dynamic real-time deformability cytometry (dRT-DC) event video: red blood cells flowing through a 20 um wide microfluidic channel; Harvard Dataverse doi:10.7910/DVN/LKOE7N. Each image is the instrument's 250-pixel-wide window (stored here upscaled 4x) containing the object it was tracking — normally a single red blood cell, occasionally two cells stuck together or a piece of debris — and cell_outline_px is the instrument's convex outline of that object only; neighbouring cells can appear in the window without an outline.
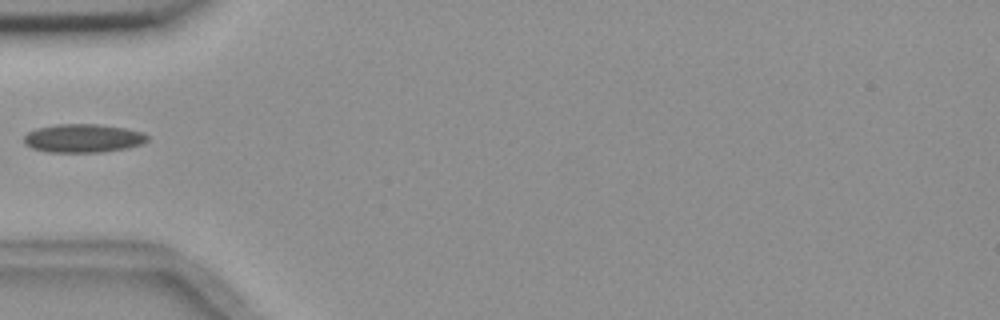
{"species": "common noctule bat (a hibernating species)", "species_latin": "Nyctalus noctula", "temperature_condition": "room temperature", "stored_images_in_passage": 2, "camera_frame_rate_fps": 3000, "um_per_image_px": 0.085, "animal": {"sex": "female", "body_mass_g": 18.4}, "frame": {"image": 1, "passage_image": 1, "time_ms": 0.0, "image_size_px": [1000, 320], "cell_outline_px": [[148, 140], [144, 144], [128, 148], [100, 152], [48, 152], [32, 148], [24, 144], [24, 136], [28, 132], [36, 128], [56, 124], [100, 124], [124, 128], [144, 132], [148, 136]], "centroid_in_image_um": [7.08, 11.75], "position_along_channel_um": 77.9, "area_um2": 20.69}}